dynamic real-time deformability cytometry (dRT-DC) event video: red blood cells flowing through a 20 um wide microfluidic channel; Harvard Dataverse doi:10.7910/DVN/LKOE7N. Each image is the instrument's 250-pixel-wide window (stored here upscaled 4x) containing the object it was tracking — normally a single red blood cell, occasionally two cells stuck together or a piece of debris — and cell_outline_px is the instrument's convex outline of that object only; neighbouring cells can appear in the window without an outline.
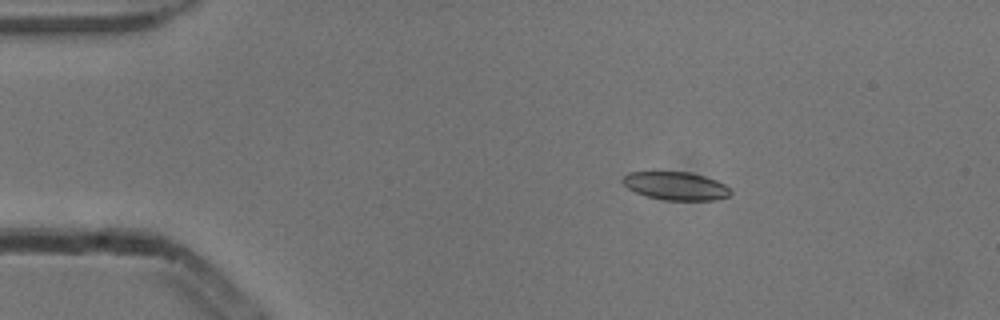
{"species": "common noctule bat (a hibernating species)", "species_latin": "Nyctalus noctula", "temperature_condition": "cold", "stored_images_in_passage": 3, "camera_frame_rate_fps": 3000, "um_per_image_px": 0.085, "animal": {"sex": "male", "body_mass_g": 13.3}, "frame": {"image": 1, "passage_image": 1, "time_ms": 0.0, "image_size_px": [1000, 320], "cell_outline_px": [[732, 192], [728, 196], [712, 200], [664, 200], [648, 196], [636, 192], [628, 188], [620, 180], [628, 172], [688, 172], [704, 176], [716, 180], [732, 188]], "centroid_in_image_um": [57.45, 15.8], "position_along_channel_um": 27.5, "area_um2": 17.63}}
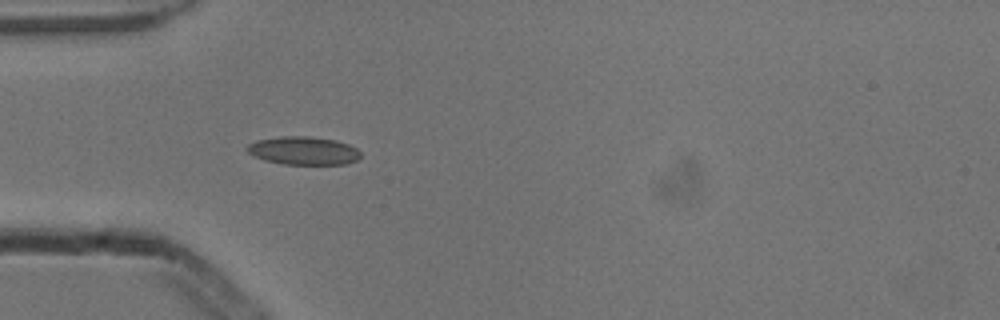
{"frame": {"image": 2, "passage_image": 3, "time_ms": 0.667, "image_size_px": [1000, 320], "cell_outline_px": [[360, 160], [348, 164], [284, 164], [264, 160], [248, 152], [244, 148], [248, 144], [256, 140], [280, 136], [308, 136], [336, 140], [348, 144], [356, 148], [360, 152]], "centroid_in_image_um": [25.81, 12.8], "position_along_channel_um": 59.2, "area_um2": 18.79}}